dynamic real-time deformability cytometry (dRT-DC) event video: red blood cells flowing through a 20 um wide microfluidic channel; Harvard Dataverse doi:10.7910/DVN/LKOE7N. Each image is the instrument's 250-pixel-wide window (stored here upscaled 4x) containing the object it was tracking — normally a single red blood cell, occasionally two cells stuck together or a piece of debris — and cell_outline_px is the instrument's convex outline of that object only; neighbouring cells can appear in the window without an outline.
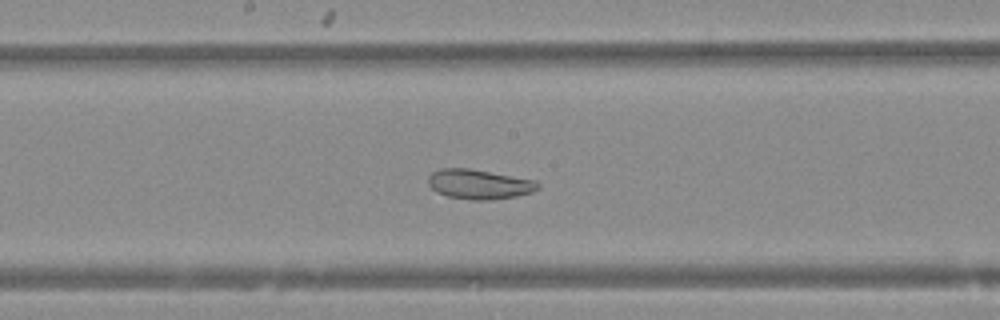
{"species": "Egyptian fruit bat (a non-hibernating species)", "species_latin": "Rousettus aegyptiacus", "temperature_condition": "warm", "stored_images_in_passage": 46, "camera_frame_rate_fps": 3000, "um_per_image_px": 0.085, "animal": {"sex": "female"}, "frame": {"image": 1, "passage_image": 22, "time_ms": 7.0, "image_size_px": [1000, 320], "cell_outline_px": [[540, 188], [532, 192], [516, 196], [488, 200], [468, 200], [448, 196], [436, 192], [428, 184], [428, 176], [432, 172], [440, 168], [468, 168], [536, 180], [540, 184]], "centroid_in_image_um": [40.72, 15.66], "position_along_channel_um": 207.5, "area_um2": 19.07}}
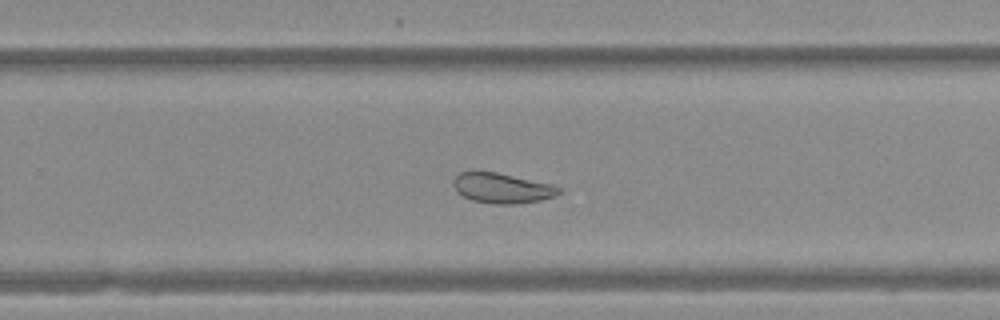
{"frame": {"image": 2, "passage_image": 28, "time_ms": 9.0, "image_size_px": [1000, 320], "cell_outline_px": [[560, 192], [556, 196], [540, 200], [516, 204], [492, 204], [472, 200], [456, 192], [452, 184], [452, 180], [460, 172], [496, 172], [552, 184], [560, 188]], "centroid_in_image_um": [42.66, 16.0], "position_along_channel_um": 287.1, "area_um2": 18.5}}
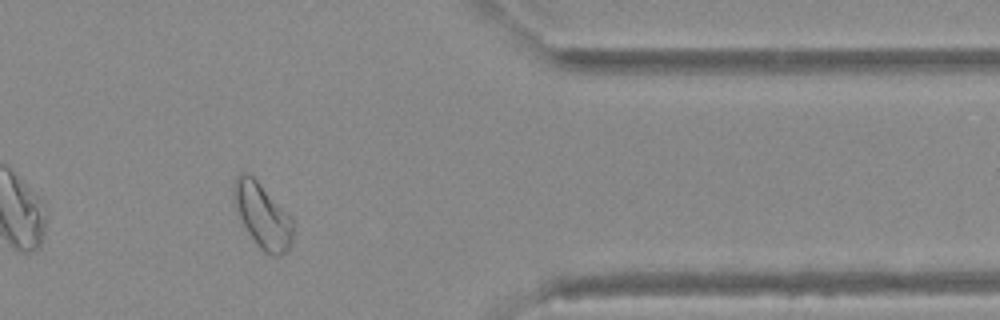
{"frame": {"image": 3, "passage_image": 37, "time_ms": 12.0, "image_size_px": [1000, 320], "cell_outline_px": [[292, 244], [288, 252], [280, 256], [272, 256], [264, 252], [260, 248], [248, 232], [236, 212], [232, 196], [232, 184], [236, 176], [240, 172], [248, 172], [260, 184], [292, 220]], "centroid_in_image_um": [22.26, 18.34], "position_along_channel_um": 389.1, "area_um2": 22.2}}